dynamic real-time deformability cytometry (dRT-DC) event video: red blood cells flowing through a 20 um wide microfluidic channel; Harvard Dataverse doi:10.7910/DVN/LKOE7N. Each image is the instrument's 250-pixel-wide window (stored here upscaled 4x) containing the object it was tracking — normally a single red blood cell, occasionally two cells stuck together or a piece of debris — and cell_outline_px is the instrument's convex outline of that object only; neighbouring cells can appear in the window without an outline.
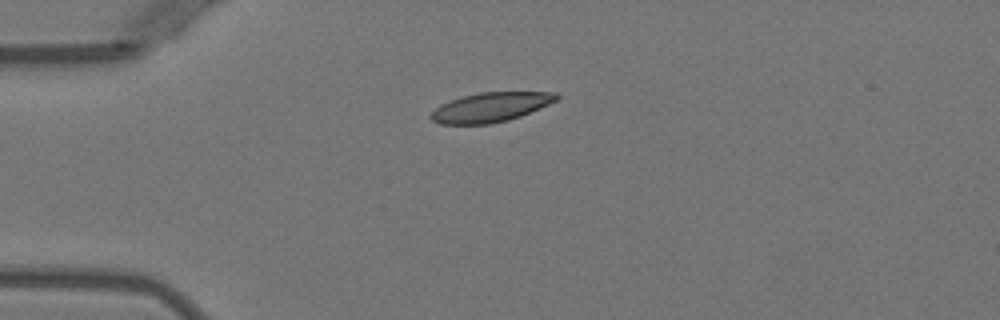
{"species": "Egyptian fruit bat (a non-hibernating species)", "species_latin": "Rousettus aegyptiacus", "temperature_condition": "warm", "stored_images_in_passage": 6, "camera_frame_rate_fps": 3000, "um_per_image_px": 0.085, "animal": {"sex": "female"}, "frame": {"image": 1, "passage_image": 3, "time_ms": 3.333, "image_size_px": [1000, 320], "cell_outline_px": [[560, 96], [556, 100], [548, 104], [520, 116], [508, 120], [488, 124], [440, 124], [432, 120], [428, 116], [440, 104], [464, 96], [480, 92], [556, 92]], "centroid_in_image_um": [41.68, 9.11], "position_along_channel_um": 43.3, "area_um2": 21.33}}
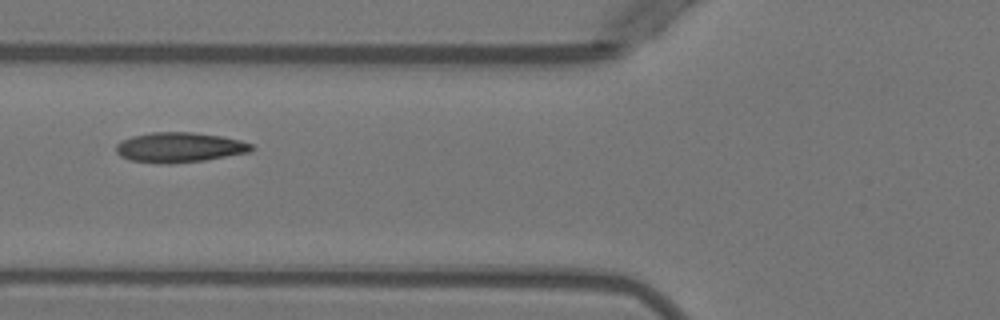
{"frame": {"image": 2, "passage_image": 5, "time_ms": 5.667, "image_size_px": [1000, 320], "cell_outline_px": [[256, 148], [248, 152], [204, 160], [168, 164], [128, 160], [120, 156], [116, 152], [116, 144], [120, 140], [132, 136], [152, 132], [192, 132], [220, 136], [240, 140], [252, 144]], "centroid_in_image_um": [15.22, 12.52], "position_along_channel_um": 110.6, "area_um2": 23.64}}
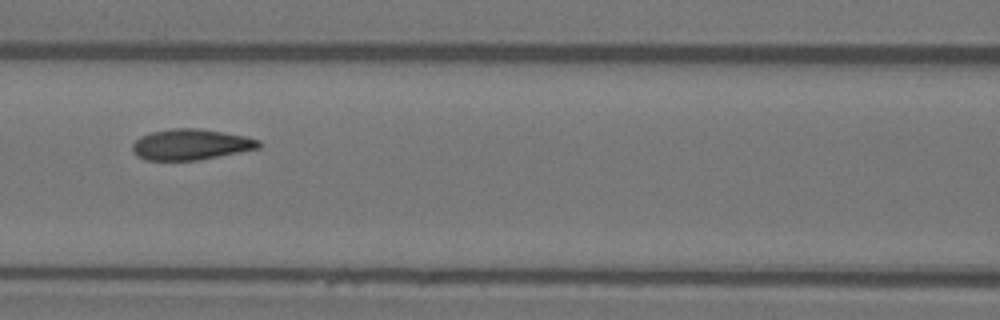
{"frame": {"image": 3, "passage_image": 6, "time_ms": 6.667, "image_size_px": [1000, 320], "cell_outline_px": [[264, 144], [260, 148], [200, 160], [144, 160], [136, 156], [132, 152], [132, 144], [140, 136], [152, 132], [172, 128], [200, 128], [244, 136], [260, 140]], "centroid_in_image_um": [16.22, 12.29], "position_along_channel_um": 150.4, "area_um2": 22.89}}